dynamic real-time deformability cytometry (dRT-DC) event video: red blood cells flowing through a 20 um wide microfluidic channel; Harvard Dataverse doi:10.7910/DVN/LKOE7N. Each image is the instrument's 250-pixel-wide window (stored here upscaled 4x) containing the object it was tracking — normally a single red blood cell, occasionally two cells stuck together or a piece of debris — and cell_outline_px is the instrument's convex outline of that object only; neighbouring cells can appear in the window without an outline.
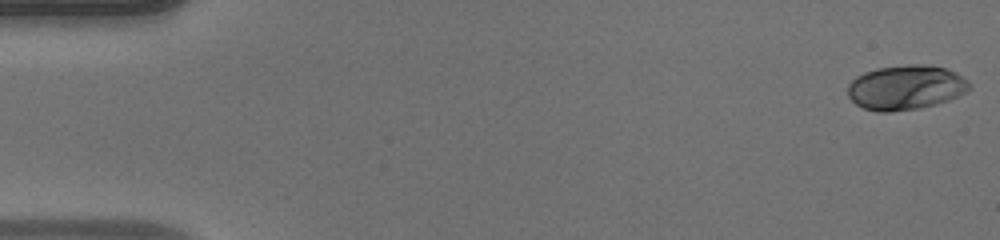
{"species": "human", "species_latin": "Homo sapiens", "temperature_condition": "warm", "stored_images_in_passage": 49, "camera_frame_rate_fps": 3000, "um_per_image_px": 0.085, "donor": {"sex": "male"}, "frame": {"image": 1, "passage_image": 1, "time_ms": 0.0, "image_size_px": [1000, 240], "cell_outline_px": [[972, 88], [948, 100], [920, 108], [888, 112], [876, 112], [864, 108], [856, 104], [848, 96], [848, 84], [856, 76], [864, 72], [876, 68], [908, 64], [924, 64], [944, 68], [956, 72], [968, 80], [972, 84]], "centroid_in_image_um": [76.98, 7.42], "position_along_channel_um": 8.0, "area_um2": 31.73}}
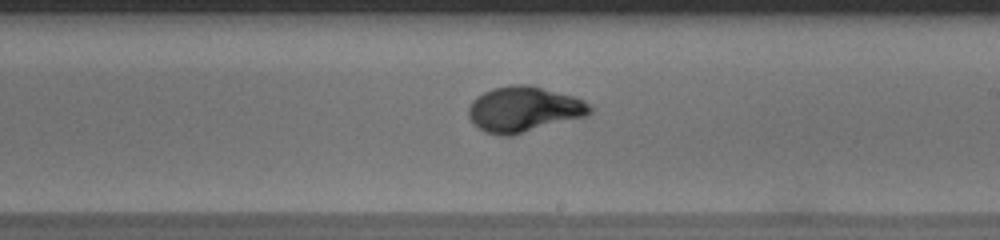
{"frame": {"image": 2, "passage_image": 29, "time_ms": 9.333, "image_size_px": [1000, 240], "cell_outline_px": [[592, 112], [588, 116], [512, 136], [500, 136], [484, 132], [472, 124], [468, 116], [468, 108], [472, 100], [476, 96], [492, 88], [512, 84], [532, 84], [572, 96], [584, 100], [592, 108]], "centroid_in_image_um": [44.51, 9.3], "position_along_channel_um": 244.5, "area_um2": 32.77}}
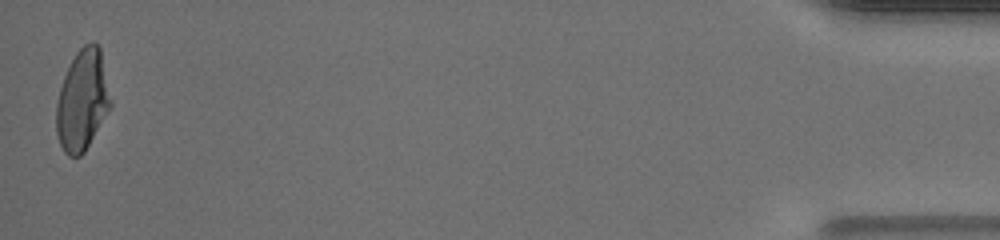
{"frame": {"image": 3, "passage_image": 49, "time_ms": 16.0, "image_size_px": [1000, 240], "cell_outline_px": [[112, 104], [84, 152], [80, 156], [68, 156], [64, 152], [60, 144], [56, 132], [56, 104], [60, 88], [64, 76], [76, 52], [84, 44], [92, 40], [100, 48], [112, 100]], "centroid_in_image_um": [7.0, 8.51], "position_along_channel_um": 428.2, "area_um2": 31.73}, "authors_computed_cell_mechanics": {"area_um2": 30.923, "velocity_mm_per_s": 4.1515, "shape_relaxation_time_tau1_ms": 4.3462, "shape_relaxation_time_tau2_ms": null, "deformation_change_tau1": 0.2284, "deformation_change_tau2": null}}